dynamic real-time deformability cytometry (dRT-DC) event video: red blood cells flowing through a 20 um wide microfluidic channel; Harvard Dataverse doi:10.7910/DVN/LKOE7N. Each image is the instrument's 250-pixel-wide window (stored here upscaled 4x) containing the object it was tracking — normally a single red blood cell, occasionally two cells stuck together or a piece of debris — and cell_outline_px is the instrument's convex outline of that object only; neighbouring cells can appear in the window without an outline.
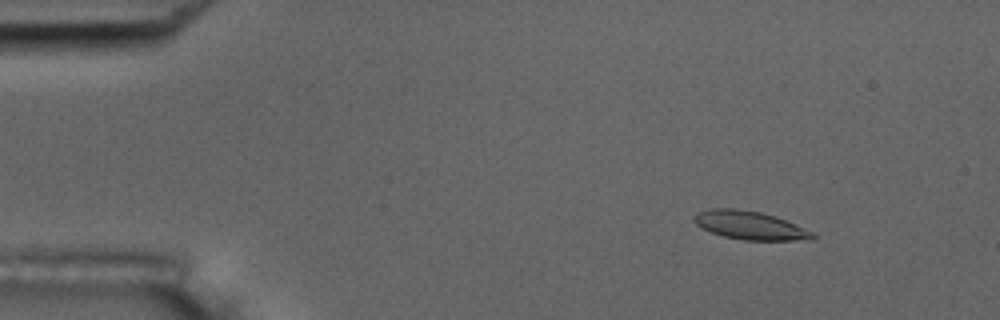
{"species": "common noctule bat (a hibernating species)", "species_latin": "Nyctalus noctula", "temperature_condition": "room temperature", "stored_images_in_passage": 55, "camera_frame_rate_fps": 3000, "um_per_image_px": 0.085, "animal": {"sex": "male", "body_mass_g": 17.5, "forearm_length_mm": 52.3}, "frame": {"image": 1, "passage_image": 7, "time_ms": 2.0, "image_size_px": [1000, 320], "cell_outline_px": [[816, 236], [812, 240], [744, 240], [724, 236], [712, 232], [696, 224], [692, 220], [692, 216], [700, 212], [712, 208], [732, 208], [760, 212], [784, 220], [812, 232]], "centroid_in_image_um": [63.72, 19.16], "position_along_channel_um": 21.3, "area_um2": 19.19}}
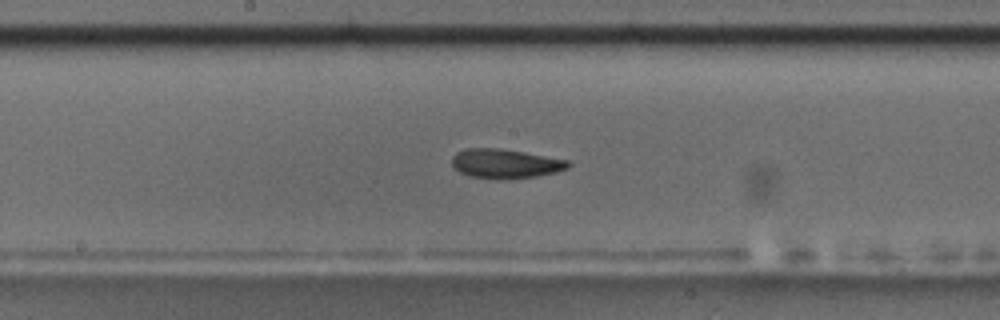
{"frame": {"image": 2, "passage_image": 29, "time_ms": 9.333, "image_size_px": [1000, 320], "cell_outline_px": [[572, 164], [568, 168], [556, 172], [536, 176], [472, 176], [460, 172], [452, 168], [452, 156], [456, 152], [464, 148], [500, 148], [524, 152], [568, 160]], "centroid_in_image_um": [42.94, 13.85], "position_along_channel_um": 205.3, "area_um2": 19.07}}
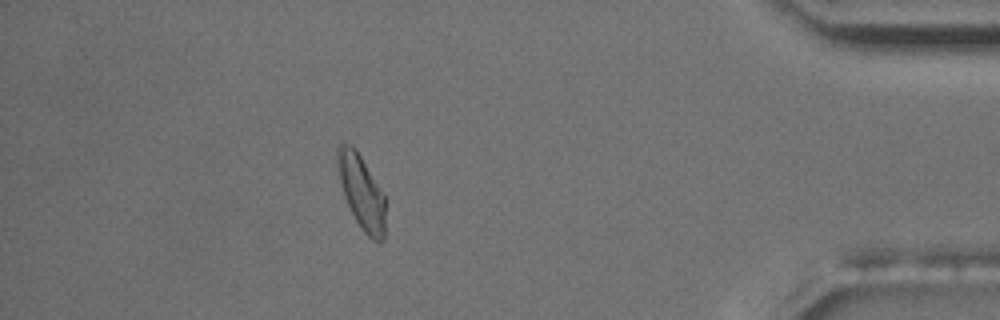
{"frame": {"image": 3, "passage_image": 49, "time_ms": 16.0, "image_size_px": [1000, 320], "cell_outline_px": [[384, 236], [380, 244], [372, 240], [360, 228], [344, 196], [340, 184], [336, 160], [336, 148], [340, 144], [352, 144], [356, 148], [384, 192]], "centroid_in_image_um": [30.72, 16.28], "position_along_channel_um": 404.5, "area_um2": 20.87}, "authors_computed_cell_mechanics": {"area_um2": 19.5942, "velocity_mm_per_s": 3.6685, "shape_relaxation_time_tau1_ms": 5.4485, "shape_relaxation_time_tau2_ms": 3.8026, "deformation_change_tau1": 0.1548, "deformation_change_tau2": 0.0982}}